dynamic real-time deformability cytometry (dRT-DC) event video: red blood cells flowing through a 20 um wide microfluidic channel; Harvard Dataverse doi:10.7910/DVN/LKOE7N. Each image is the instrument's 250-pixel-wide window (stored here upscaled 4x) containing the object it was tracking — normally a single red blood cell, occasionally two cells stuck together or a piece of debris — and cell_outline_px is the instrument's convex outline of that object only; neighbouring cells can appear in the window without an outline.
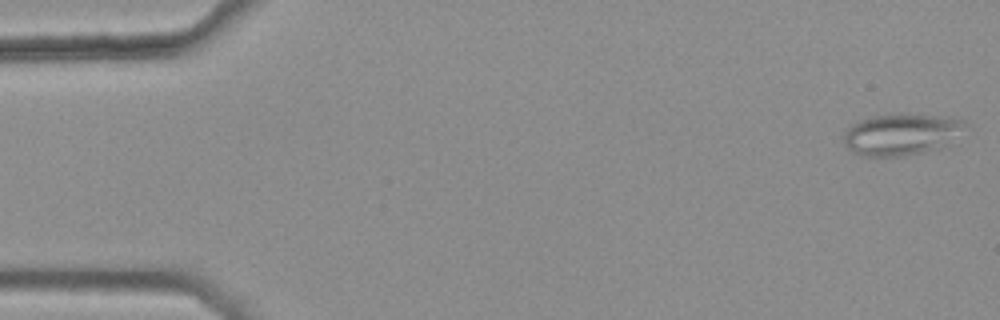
{"species": "common noctule bat (a hibernating species)", "species_latin": "Nyctalus noctula", "temperature_condition": "warm", "stored_images_in_passage": 46, "camera_frame_rate_fps": 3000, "um_per_image_px": 0.085, "animal": {"sex": "female", "body_mass_g": 25.1}, "frame": {"image": 1, "passage_image": 1, "time_ms": 0.0, "image_size_px": [1000, 320], "cell_outline_px": [[972, 124], [940, 148], [924, 152], [900, 156], [864, 156], [852, 152], [844, 144], [844, 132], [852, 124], [860, 120], [872, 116], [900, 112], [948, 116], [964, 120]], "centroid_in_image_um": [76.65, 11.38], "position_along_channel_um": 8.3, "area_um2": 30.0}}
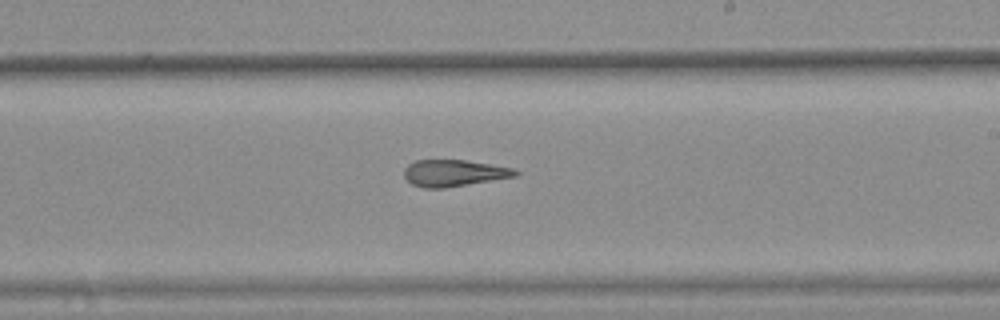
{"frame": {"image": 2, "passage_image": 31, "time_ms": 10.0, "image_size_px": [1000, 320], "cell_outline_px": [[520, 172], [516, 176], [444, 188], [424, 188], [412, 184], [404, 176], [404, 168], [408, 164], [416, 160], [464, 160], [512, 168]], "centroid_in_image_um": [38.54, 14.71], "position_along_channel_um": 250.5, "area_um2": 17.05}}
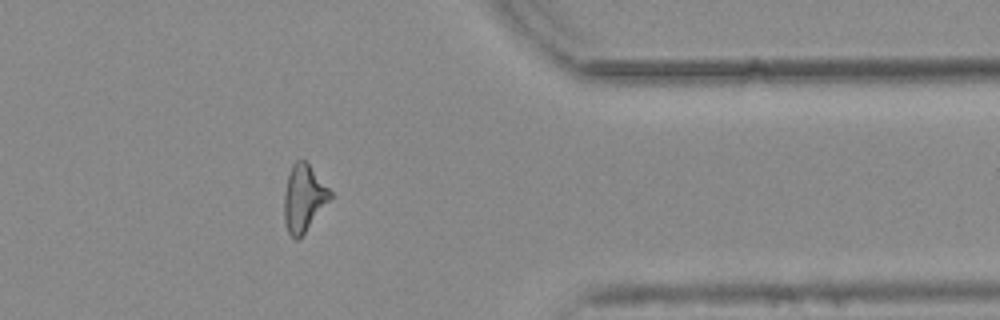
{"frame": {"image": 3, "passage_image": 43, "time_ms": 14.0, "image_size_px": [1000, 320], "cell_outline_px": [[332, 196], [304, 232], [296, 240], [288, 232], [284, 220], [284, 192], [288, 176], [292, 164], [296, 160], [304, 160], [308, 164], [332, 192]], "centroid_in_image_um": [25.79, 16.82], "position_along_channel_um": 385.6, "area_um2": 17.4}, "authors_computed_cell_mechanics": {"area_um2": 18.4382, "velocity_mm_per_s": 3.7824, "shape_relaxation_time_tau1_ms": null, "shape_relaxation_time_tau2_ms": 3.1179, "deformation_change_tau1": null, "deformation_change_tau2": 0.1456}}